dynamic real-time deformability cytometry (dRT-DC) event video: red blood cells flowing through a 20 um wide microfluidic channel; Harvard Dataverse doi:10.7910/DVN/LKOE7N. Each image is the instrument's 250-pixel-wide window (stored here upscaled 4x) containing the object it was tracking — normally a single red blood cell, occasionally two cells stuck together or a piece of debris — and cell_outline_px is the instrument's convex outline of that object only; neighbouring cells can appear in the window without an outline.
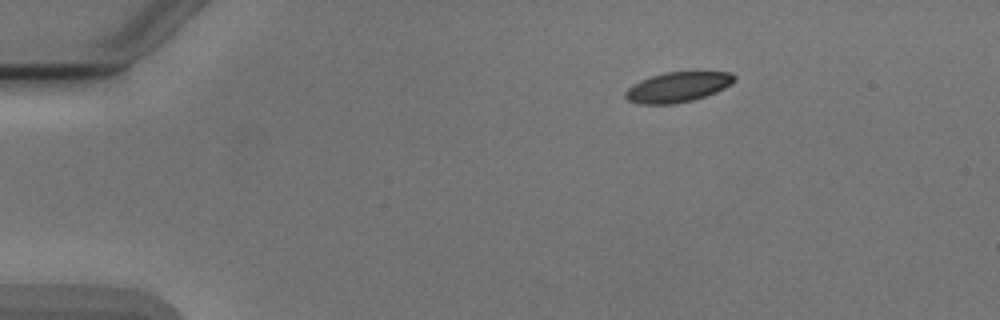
{"species": "Egyptian fruit bat (a non-hibernating species)", "species_latin": "Rousettus aegyptiacus", "temperature_condition": "cold", "stored_images_in_passage": 4, "camera_frame_rate_fps": 3000, "um_per_image_px": 0.085, "animal": {"sex": "male"}, "frame": {"image": 1, "passage_image": 1, "time_ms": 0.0, "image_size_px": [1000, 320], "cell_outline_px": [[736, 80], [732, 84], [716, 92], [692, 100], [676, 104], [636, 104], [628, 100], [624, 96], [624, 92], [632, 84], [640, 80], [664, 72], [732, 72], [736, 76]], "centroid_in_image_um": [57.59, 7.4], "position_along_channel_um": 27.4, "area_um2": 19.25}}